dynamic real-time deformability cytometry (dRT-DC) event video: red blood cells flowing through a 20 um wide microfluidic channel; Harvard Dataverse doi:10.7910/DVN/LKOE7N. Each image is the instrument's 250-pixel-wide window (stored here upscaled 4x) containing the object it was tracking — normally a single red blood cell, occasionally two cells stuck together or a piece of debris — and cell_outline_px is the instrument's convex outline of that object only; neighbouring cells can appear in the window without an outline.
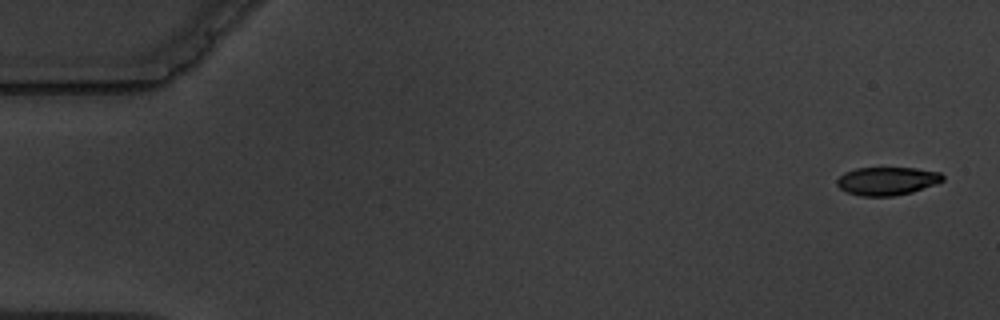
{"species": "common noctule bat (a hibernating species)", "species_latin": "Nyctalus noctula", "temperature_condition": "warm", "stored_images_in_passage": 5, "camera_frame_rate_fps": 3000, "um_per_image_px": 0.085, "animal": {"sex": "male", "body_mass_g": 19.5, "forearm_length_mm": 54.6}, "frame": {"image": 1, "passage_image": 1, "time_ms": 0.0, "image_size_px": [1000, 320], "cell_outline_px": [[944, 180], [936, 184], [912, 192], [892, 196], [860, 196], [848, 192], [840, 188], [836, 184], [836, 180], [844, 172], [856, 168], [916, 168], [940, 172], [944, 176]], "centroid_in_image_um": [75.41, 15.38], "position_along_channel_um": 9.6, "area_um2": 17.4}}
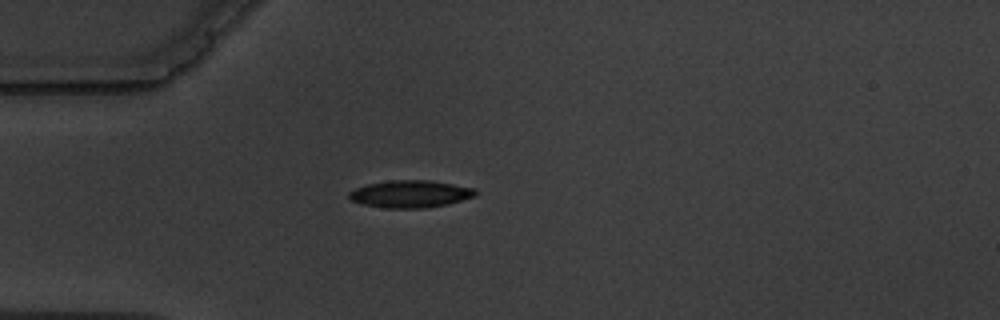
{"frame": {"image": 2, "passage_image": 5, "time_ms": 4.667, "image_size_px": [1000, 320], "cell_outline_px": [[476, 196], [448, 204], [424, 208], [384, 208], [360, 204], [352, 200], [348, 196], [348, 192], [356, 188], [368, 184], [388, 180], [432, 180], [476, 188]], "centroid_in_image_um": [34.88, 16.48], "position_along_channel_um": 50.1, "area_um2": 20.29}}